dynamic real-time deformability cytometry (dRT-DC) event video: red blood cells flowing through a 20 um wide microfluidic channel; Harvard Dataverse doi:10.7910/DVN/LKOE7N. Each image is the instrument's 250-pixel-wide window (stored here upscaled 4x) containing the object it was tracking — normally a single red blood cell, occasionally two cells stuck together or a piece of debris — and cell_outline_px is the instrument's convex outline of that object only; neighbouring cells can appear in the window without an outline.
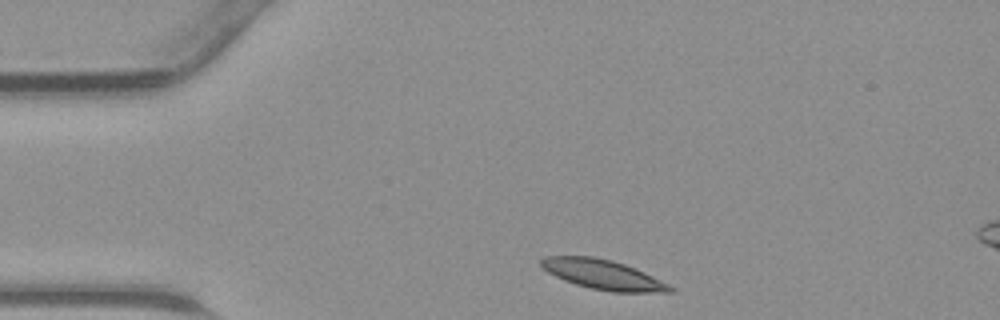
{"species": "common noctule bat (a hibernating species)", "species_latin": "Nyctalus noctula", "temperature_condition": "warm", "stored_images_in_passage": 5, "camera_frame_rate_fps": 3000, "um_per_image_px": 0.085, "animal": {"sex": "male", "body_mass_g": 23.1, "forearm_length_mm": 52.7}, "frame": {"image": 1, "passage_image": 1, "time_ms": 0.0, "image_size_px": [1000, 320], "cell_outline_px": [[676, 292], [612, 292], [592, 288], [576, 284], [564, 280], [548, 272], [540, 264], [540, 260], [544, 256], [592, 256], [612, 260], [624, 264], [644, 272], [676, 288]], "centroid_in_image_um": [51.27, 23.34], "position_along_channel_um": 33.7, "area_um2": 22.14}}